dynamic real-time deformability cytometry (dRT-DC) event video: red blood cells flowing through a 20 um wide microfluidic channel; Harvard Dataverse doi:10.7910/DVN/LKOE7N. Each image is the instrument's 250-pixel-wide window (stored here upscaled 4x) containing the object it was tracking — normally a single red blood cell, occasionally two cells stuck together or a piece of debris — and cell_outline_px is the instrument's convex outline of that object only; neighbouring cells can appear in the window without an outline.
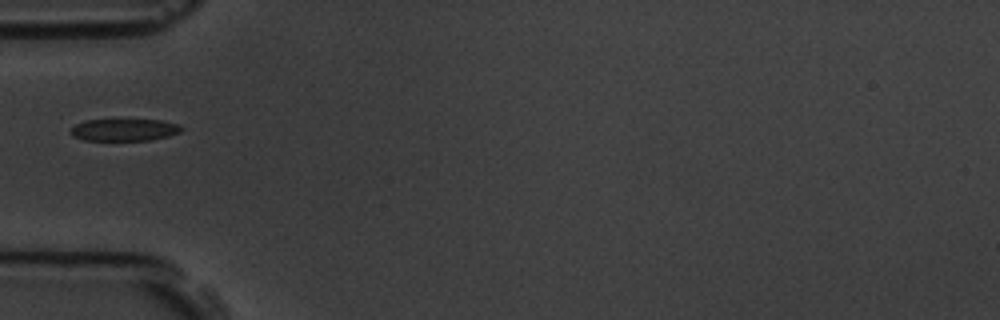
{"species": "common noctule bat (a hibernating species)", "species_latin": "Nyctalus noctula", "temperature_condition": "room temperature", "stored_images_in_passage": 5, "segment_of_instrument_passage": [2, 2], "camera_frame_rate_fps": 3000, "um_per_image_px": 0.085, "animal": {"sex": "male", "body_mass_g": 19.5, "forearm_length_mm": 54.6}, "frame": {"image": 1, "passage_image": 5, "time_ms": 5.333, "image_size_px": [1000, 320], "cell_outline_px": [[184, 128], [180, 132], [168, 136], [152, 140], [84, 140], [72, 136], [72, 128], [76, 124], [84, 120], [164, 120], [180, 124]], "centroid_in_image_um": [10.62, 11.03], "position_along_channel_um": 74.4, "area_um2": 14.28}}